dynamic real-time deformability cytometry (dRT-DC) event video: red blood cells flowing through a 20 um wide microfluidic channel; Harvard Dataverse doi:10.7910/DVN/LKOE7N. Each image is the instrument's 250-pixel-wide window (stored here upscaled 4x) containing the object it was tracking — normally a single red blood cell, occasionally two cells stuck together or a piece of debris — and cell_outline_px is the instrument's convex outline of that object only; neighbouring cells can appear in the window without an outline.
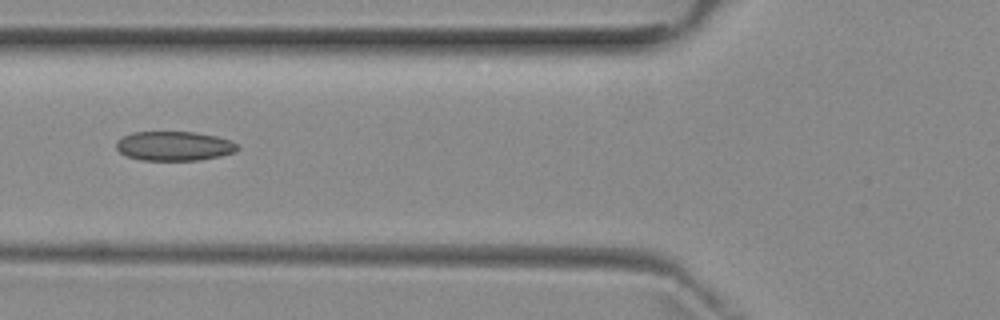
{"species": "common noctule bat (a hibernating species)", "species_latin": "Nyctalus noctula", "temperature_condition": "room temperature", "stored_images_in_passage": 8, "camera_frame_rate_fps": 3000, "um_per_image_px": 0.085, "animal": {"sex": "female", "body_mass_g": 29.2, "forearm_length_mm": 56.3}, "frame": {"image": 1, "passage_image": 7, "time_ms": 8.667, "image_size_px": [1000, 320], "cell_outline_px": [[240, 148], [236, 152], [220, 156], [200, 160], [140, 160], [128, 156], [120, 152], [116, 148], [116, 140], [132, 132], [196, 132], [216, 136], [232, 140], [240, 144]], "centroid_in_image_um": [14.86, 12.41], "position_along_channel_um": 110.9, "area_um2": 20.98}}
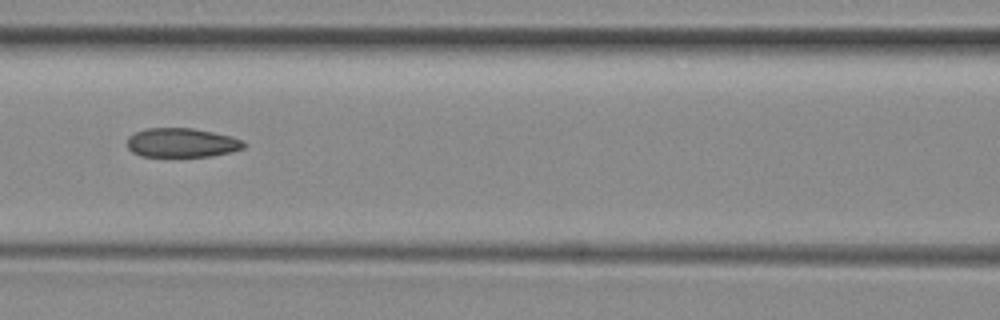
{"frame": {"image": 2, "passage_image": 8, "time_ms": 9.667, "image_size_px": [1000, 320], "cell_outline_px": [[244, 148], [232, 152], [212, 156], [140, 156], [132, 152], [128, 148], [128, 136], [144, 128], [192, 128], [232, 136], [244, 140]], "centroid_in_image_um": [15.46, 12.13], "position_along_channel_um": 151.1, "area_um2": 19.88}}